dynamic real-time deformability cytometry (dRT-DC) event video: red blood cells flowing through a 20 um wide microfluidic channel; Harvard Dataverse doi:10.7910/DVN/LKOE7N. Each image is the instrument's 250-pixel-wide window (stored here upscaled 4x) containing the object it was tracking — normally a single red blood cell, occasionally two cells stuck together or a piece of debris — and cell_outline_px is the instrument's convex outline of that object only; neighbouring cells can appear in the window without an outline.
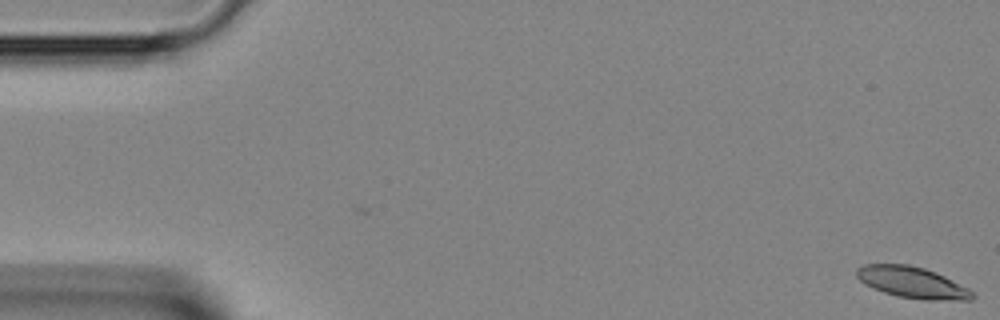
{"species": "Egyptian fruit bat (a non-hibernating species)", "species_latin": "Rousettus aegyptiacus", "temperature_condition": "room temperature", "stored_images_in_passage": 43, "camera_frame_rate_fps": 3000, "um_per_image_px": 0.085, "animal": {"sex": "female"}, "frame": {"image": 1, "passage_image": 1, "time_ms": 0.0, "image_size_px": [1000, 320], "cell_outline_px": [[976, 296], [972, 300], [924, 300], [896, 296], [872, 288], [864, 284], [856, 276], [856, 268], [864, 264], [908, 264], [924, 268], [936, 272], [968, 288]], "centroid_in_image_um": [77.53, 24.01], "position_along_channel_um": 7.5, "area_um2": 21.21}}
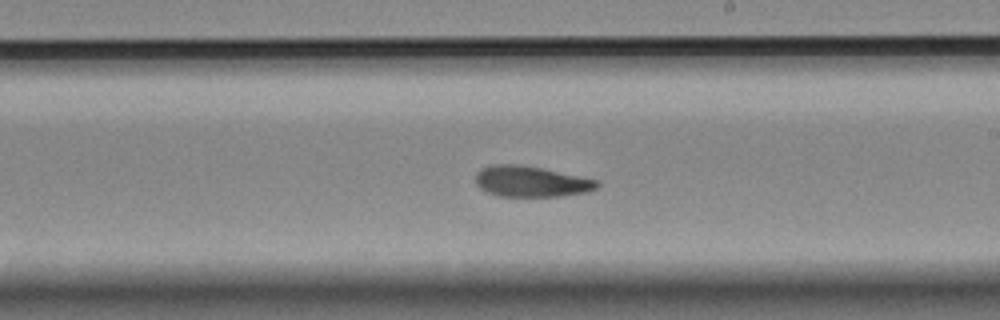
{"frame": {"image": 2, "passage_image": 25, "time_ms": 8.0, "image_size_px": [1000, 320], "cell_outline_px": [[600, 184], [596, 188], [588, 192], [560, 196], [500, 196], [488, 192], [480, 188], [476, 184], [476, 172], [480, 168], [492, 164], [520, 164], [600, 180]], "centroid_in_image_um": [45.14, 15.42], "position_along_channel_um": 243.9, "area_um2": 21.85}}
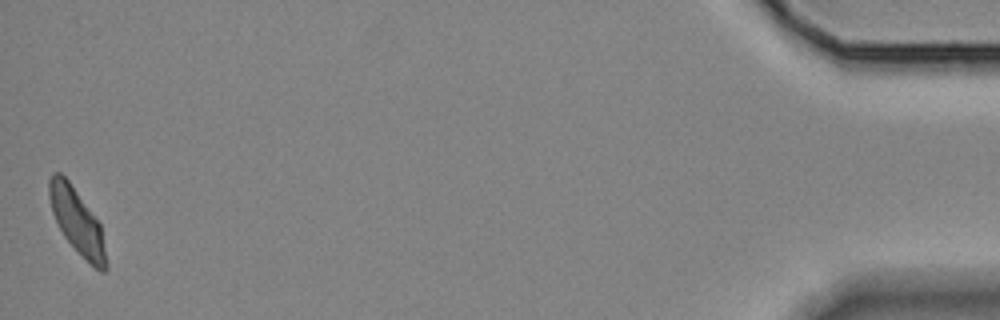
{"frame": {"image": 3, "passage_image": 43, "time_ms": 14.0, "image_size_px": [1000, 320], "cell_outline_px": [[108, 268], [104, 272], [100, 272], [64, 236], [52, 212], [48, 196], [48, 180], [52, 172], [60, 172], [68, 180], [100, 224], [108, 264]], "centroid_in_image_um": [6.53, 18.78], "position_along_channel_um": 428.7, "area_um2": 21.04}}